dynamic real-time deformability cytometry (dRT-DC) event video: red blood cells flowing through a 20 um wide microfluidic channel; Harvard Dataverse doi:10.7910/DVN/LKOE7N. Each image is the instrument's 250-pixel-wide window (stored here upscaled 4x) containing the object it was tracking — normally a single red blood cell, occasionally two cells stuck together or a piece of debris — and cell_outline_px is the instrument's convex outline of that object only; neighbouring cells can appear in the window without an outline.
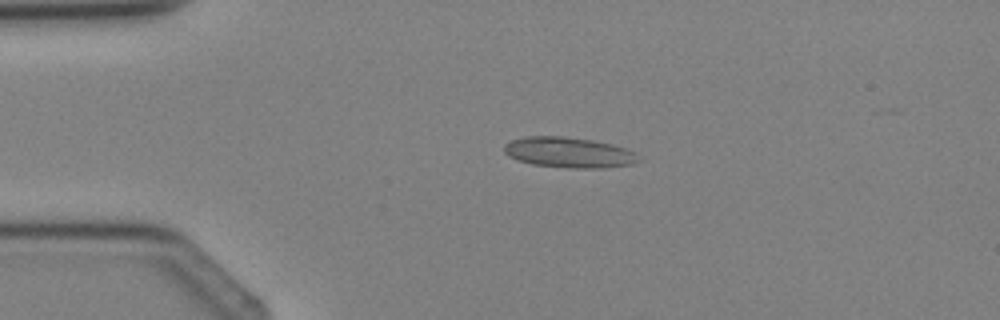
{"species": "Egyptian fruit bat (a non-hibernating species)", "species_latin": "Rousettus aegyptiacus", "temperature_condition": "cold", "stored_images_in_passage": 2, "camera_frame_rate_fps": 3000, "um_per_image_px": 0.085, "animal": {"sex": "female"}, "frame": {"image": 1, "passage_image": 1, "time_ms": 0.0, "image_size_px": [1000, 320], "cell_outline_px": [[640, 160], [632, 164], [600, 168], [568, 168], [532, 164], [508, 156], [504, 152], [504, 144], [512, 140], [524, 136], [560, 136], [592, 140], [612, 144], [628, 148], [636, 152]], "centroid_in_image_um": [48.37, 12.95], "position_along_channel_um": 36.6, "area_um2": 23.93}}